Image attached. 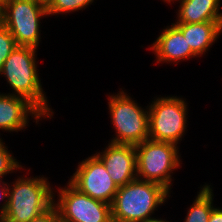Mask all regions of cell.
<instances>
[{
  "label": "cell",
  "mask_w": 222,
  "mask_h": 222,
  "mask_svg": "<svg viewBox=\"0 0 222 222\" xmlns=\"http://www.w3.org/2000/svg\"><path fill=\"white\" fill-rule=\"evenodd\" d=\"M35 53L36 48L17 45L5 60L0 75L6 77L7 83L14 90L8 94L25 98L44 118H52L54 112L48 107L47 97L39 80Z\"/></svg>",
  "instance_id": "obj_1"
},
{
  "label": "cell",
  "mask_w": 222,
  "mask_h": 222,
  "mask_svg": "<svg viewBox=\"0 0 222 222\" xmlns=\"http://www.w3.org/2000/svg\"><path fill=\"white\" fill-rule=\"evenodd\" d=\"M169 192L161 185L136 179L118 187L111 204L113 222H144L162 205Z\"/></svg>",
  "instance_id": "obj_2"
},
{
  "label": "cell",
  "mask_w": 222,
  "mask_h": 222,
  "mask_svg": "<svg viewBox=\"0 0 222 222\" xmlns=\"http://www.w3.org/2000/svg\"><path fill=\"white\" fill-rule=\"evenodd\" d=\"M45 177L17 178L9 188L4 222H30L54 204L55 194ZM54 197V198H53Z\"/></svg>",
  "instance_id": "obj_3"
},
{
  "label": "cell",
  "mask_w": 222,
  "mask_h": 222,
  "mask_svg": "<svg viewBox=\"0 0 222 222\" xmlns=\"http://www.w3.org/2000/svg\"><path fill=\"white\" fill-rule=\"evenodd\" d=\"M137 179L161 185L168 192L172 186L171 174L180 166L178 146L170 142L146 139L137 144Z\"/></svg>",
  "instance_id": "obj_4"
},
{
  "label": "cell",
  "mask_w": 222,
  "mask_h": 222,
  "mask_svg": "<svg viewBox=\"0 0 222 222\" xmlns=\"http://www.w3.org/2000/svg\"><path fill=\"white\" fill-rule=\"evenodd\" d=\"M48 16L46 4L38 0H4L1 2L0 23L14 37L18 46H39L40 18Z\"/></svg>",
  "instance_id": "obj_5"
},
{
  "label": "cell",
  "mask_w": 222,
  "mask_h": 222,
  "mask_svg": "<svg viewBox=\"0 0 222 222\" xmlns=\"http://www.w3.org/2000/svg\"><path fill=\"white\" fill-rule=\"evenodd\" d=\"M108 98L111 122L116 131L111 142L136 146L149 139L148 106L146 109L139 107L123 90Z\"/></svg>",
  "instance_id": "obj_6"
},
{
  "label": "cell",
  "mask_w": 222,
  "mask_h": 222,
  "mask_svg": "<svg viewBox=\"0 0 222 222\" xmlns=\"http://www.w3.org/2000/svg\"><path fill=\"white\" fill-rule=\"evenodd\" d=\"M187 103L174 96L158 97L148 107L149 139L178 144L185 135Z\"/></svg>",
  "instance_id": "obj_7"
},
{
  "label": "cell",
  "mask_w": 222,
  "mask_h": 222,
  "mask_svg": "<svg viewBox=\"0 0 222 222\" xmlns=\"http://www.w3.org/2000/svg\"><path fill=\"white\" fill-rule=\"evenodd\" d=\"M54 201L61 222H113L111 205L80 192L70 182L58 188Z\"/></svg>",
  "instance_id": "obj_8"
},
{
  "label": "cell",
  "mask_w": 222,
  "mask_h": 222,
  "mask_svg": "<svg viewBox=\"0 0 222 222\" xmlns=\"http://www.w3.org/2000/svg\"><path fill=\"white\" fill-rule=\"evenodd\" d=\"M79 163L69 182L80 192L111 205L118 187L102 161L94 154Z\"/></svg>",
  "instance_id": "obj_9"
},
{
  "label": "cell",
  "mask_w": 222,
  "mask_h": 222,
  "mask_svg": "<svg viewBox=\"0 0 222 222\" xmlns=\"http://www.w3.org/2000/svg\"><path fill=\"white\" fill-rule=\"evenodd\" d=\"M103 152L95 155L105 165L117 187L137 179L136 149L134 145L109 142Z\"/></svg>",
  "instance_id": "obj_10"
},
{
  "label": "cell",
  "mask_w": 222,
  "mask_h": 222,
  "mask_svg": "<svg viewBox=\"0 0 222 222\" xmlns=\"http://www.w3.org/2000/svg\"><path fill=\"white\" fill-rule=\"evenodd\" d=\"M29 116L38 121L44 116L25 98L0 93V129L18 132L28 126Z\"/></svg>",
  "instance_id": "obj_11"
},
{
  "label": "cell",
  "mask_w": 222,
  "mask_h": 222,
  "mask_svg": "<svg viewBox=\"0 0 222 222\" xmlns=\"http://www.w3.org/2000/svg\"><path fill=\"white\" fill-rule=\"evenodd\" d=\"M150 49L154 52L157 63H175L190 57H197L183 33L173 23L171 27L167 26L163 29Z\"/></svg>",
  "instance_id": "obj_12"
},
{
  "label": "cell",
  "mask_w": 222,
  "mask_h": 222,
  "mask_svg": "<svg viewBox=\"0 0 222 222\" xmlns=\"http://www.w3.org/2000/svg\"><path fill=\"white\" fill-rule=\"evenodd\" d=\"M183 33L192 51L199 57L209 50L222 33V21L174 23Z\"/></svg>",
  "instance_id": "obj_13"
},
{
  "label": "cell",
  "mask_w": 222,
  "mask_h": 222,
  "mask_svg": "<svg viewBox=\"0 0 222 222\" xmlns=\"http://www.w3.org/2000/svg\"><path fill=\"white\" fill-rule=\"evenodd\" d=\"M220 1L221 0H180L177 13L178 20L176 23L191 24L222 21V13L219 11Z\"/></svg>",
  "instance_id": "obj_14"
},
{
  "label": "cell",
  "mask_w": 222,
  "mask_h": 222,
  "mask_svg": "<svg viewBox=\"0 0 222 222\" xmlns=\"http://www.w3.org/2000/svg\"><path fill=\"white\" fill-rule=\"evenodd\" d=\"M192 206L187 210L184 222H208L213 209V190L210 185L202 186Z\"/></svg>",
  "instance_id": "obj_15"
},
{
  "label": "cell",
  "mask_w": 222,
  "mask_h": 222,
  "mask_svg": "<svg viewBox=\"0 0 222 222\" xmlns=\"http://www.w3.org/2000/svg\"><path fill=\"white\" fill-rule=\"evenodd\" d=\"M94 0H49L46 4L48 15L75 12L87 8Z\"/></svg>",
  "instance_id": "obj_16"
},
{
  "label": "cell",
  "mask_w": 222,
  "mask_h": 222,
  "mask_svg": "<svg viewBox=\"0 0 222 222\" xmlns=\"http://www.w3.org/2000/svg\"><path fill=\"white\" fill-rule=\"evenodd\" d=\"M0 138V179L6 174L13 173L14 170L23 168L19 162L13 157L4 142Z\"/></svg>",
  "instance_id": "obj_17"
},
{
  "label": "cell",
  "mask_w": 222,
  "mask_h": 222,
  "mask_svg": "<svg viewBox=\"0 0 222 222\" xmlns=\"http://www.w3.org/2000/svg\"><path fill=\"white\" fill-rule=\"evenodd\" d=\"M17 44L10 31L0 23V71Z\"/></svg>",
  "instance_id": "obj_18"
},
{
  "label": "cell",
  "mask_w": 222,
  "mask_h": 222,
  "mask_svg": "<svg viewBox=\"0 0 222 222\" xmlns=\"http://www.w3.org/2000/svg\"><path fill=\"white\" fill-rule=\"evenodd\" d=\"M30 222H59L57 206L53 204L49 209L34 217Z\"/></svg>",
  "instance_id": "obj_19"
},
{
  "label": "cell",
  "mask_w": 222,
  "mask_h": 222,
  "mask_svg": "<svg viewBox=\"0 0 222 222\" xmlns=\"http://www.w3.org/2000/svg\"><path fill=\"white\" fill-rule=\"evenodd\" d=\"M2 183V184H1ZM9 184H7V182L5 183L4 181H2L0 179V200L2 199H6L4 200V204L1 207L0 209V217L1 215L4 213V211L6 210L7 208V205H8V194H9Z\"/></svg>",
  "instance_id": "obj_20"
},
{
  "label": "cell",
  "mask_w": 222,
  "mask_h": 222,
  "mask_svg": "<svg viewBox=\"0 0 222 222\" xmlns=\"http://www.w3.org/2000/svg\"><path fill=\"white\" fill-rule=\"evenodd\" d=\"M208 222H222V208L213 207Z\"/></svg>",
  "instance_id": "obj_21"
},
{
  "label": "cell",
  "mask_w": 222,
  "mask_h": 222,
  "mask_svg": "<svg viewBox=\"0 0 222 222\" xmlns=\"http://www.w3.org/2000/svg\"><path fill=\"white\" fill-rule=\"evenodd\" d=\"M144 222H169V221H166L165 219L163 220V219H159V218L156 219V218L151 217L150 219H148Z\"/></svg>",
  "instance_id": "obj_22"
},
{
  "label": "cell",
  "mask_w": 222,
  "mask_h": 222,
  "mask_svg": "<svg viewBox=\"0 0 222 222\" xmlns=\"http://www.w3.org/2000/svg\"><path fill=\"white\" fill-rule=\"evenodd\" d=\"M38 1H40V2H42L44 4H47L49 0H38Z\"/></svg>",
  "instance_id": "obj_23"
},
{
  "label": "cell",
  "mask_w": 222,
  "mask_h": 222,
  "mask_svg": "<svg viewBox=\"0 0 222 222\" xmlns=\"http://www.w3.org/2000/svg\"><path fill=\"white\" fill-rule=\"evenodd\" d=\"M163 1H164V2H166V1H167V3L169 2V3L171 4V1H172V0H163Z\"/></svg>",
  "instance_id": "obj_24"
}]
</instances>
